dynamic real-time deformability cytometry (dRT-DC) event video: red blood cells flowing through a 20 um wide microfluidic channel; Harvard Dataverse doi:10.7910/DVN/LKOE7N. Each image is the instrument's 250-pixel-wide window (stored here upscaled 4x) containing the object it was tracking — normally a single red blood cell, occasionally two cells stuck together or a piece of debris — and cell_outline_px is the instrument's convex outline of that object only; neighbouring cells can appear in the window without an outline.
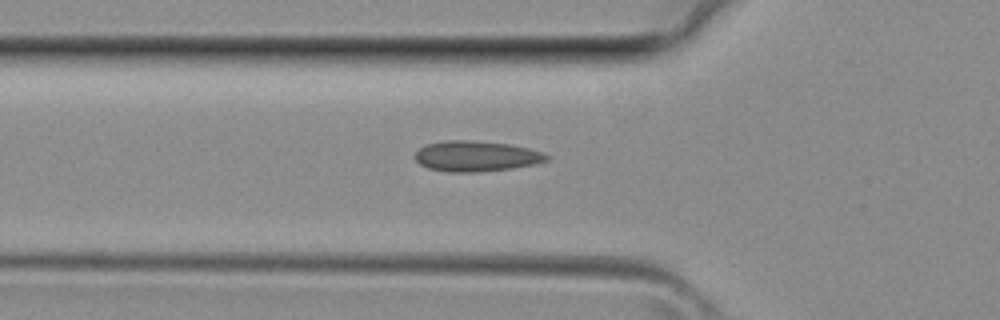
{"species": "common noctule bat (a hibernating species)", "species_latin": "Nyctalus noctula", "temperature_condition": "room temperature", "stored_images_in_passage": 34, "camera_frame_rate_fps": 3000, "um_per_image_px": 0.085, "animal": {"sex": "female", "body_mass_g": 29.2, "forearm_length_mm": 56.3}, "frame": {"image": 1, "passage_image": 12, "time_ms": 3.667, "image_size_px": [1000, 320], "cell_outline_px": [[548, 160], [536, 164], [512, 168], [480, 172], [448, 172], [428, 168], [420, 164], [416, 160], [416, 152], [420, 148], [428, 144], [448, 140], [468, 140], [508, 144], [528, 148], [540, 152], [548, 156]], "centroid_in_image_um": [40.47, 13.28], "position_along_channel_um": 85.3, "area_um2": 23.18}}
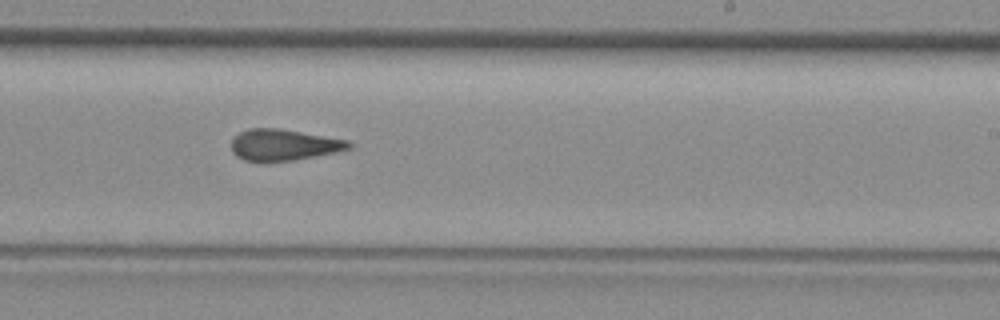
{"frame": {"image": 2, "passage_image": 22, "time_ms": 7.0, "image_size_px": [1000, 320], "cell_outline_px": [[352, 148], [336, 152], [292, 160], [264, 164], [244, 160], [236, 156], [232, 152], [232, 140], [240, 132], [248, 128], [276, 128], [348, 140], [352, 144]], "centroid_in_image_um": [24.07, 12.34], "position_along_channel_um": 264.9, "area_um2": 21.62}}
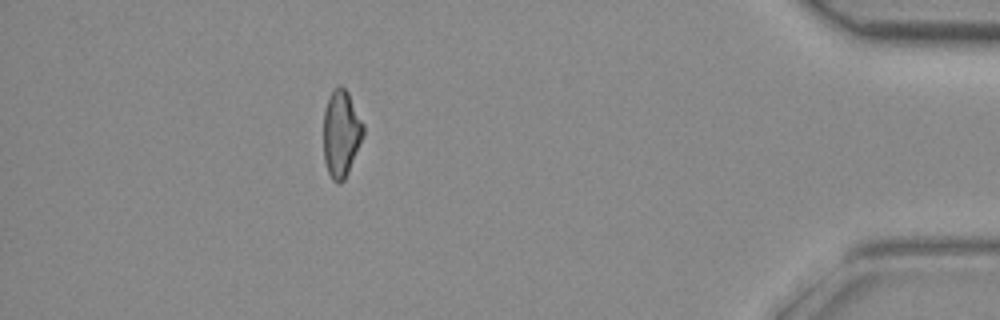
{"frame": {"image": 3, "passage_image": 33, "time_ms": 10.667, "image_size_px": [1000, 320], "cell_outline_px": [[364, 136], [348, 172], [344, 180], [340, 184], [336, 184], [332, 180], [328, 172], [324, 160], [324, 112], [332, 88], [340, 84], [348, 92], [364, 124]], "centroid_in_image_um": [29.01, 11.35], "position_along_channel_um": 406.2, "area_um2": 20.29}}